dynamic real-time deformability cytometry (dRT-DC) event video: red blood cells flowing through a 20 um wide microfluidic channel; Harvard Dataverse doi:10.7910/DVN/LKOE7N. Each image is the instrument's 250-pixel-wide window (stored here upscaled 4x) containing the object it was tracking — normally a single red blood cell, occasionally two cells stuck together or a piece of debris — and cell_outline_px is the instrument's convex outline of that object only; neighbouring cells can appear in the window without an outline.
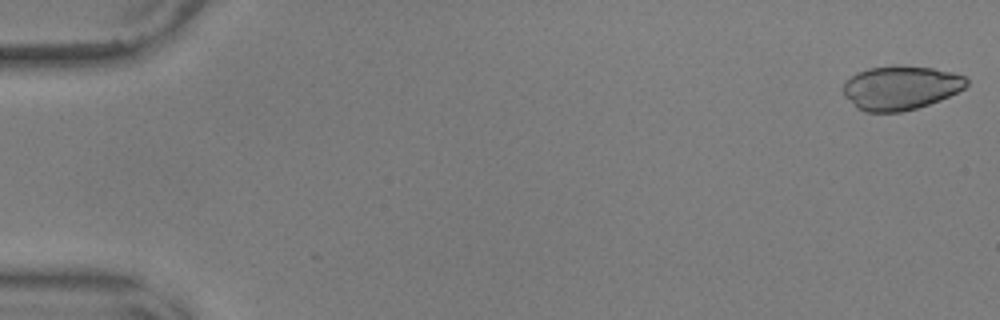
{"species": "common noctule bat (a hibernating species)", "species_latin": "Nyctalus noctula", "temperature_condition": "warm", "stored_images_in_passage": 55, "camera_frame_rate_fps": 3000, "um_per_image_px": 0.085, "animal": {"sex": "male", "body_mass_g": 17.9, "forearm_length_mm": 54.2}, "frame": {"image": 1, "passage_image": 1, "time_ms": 0.0, "image_size_px": [1000, 320], "cell_outline_px": [[968, 84], [964, 88], [940, 100], [916, 108], [900, 112], [864, 112], [856, 108], [844, 96], [840, 88], [844, 80], [856, 72], [868, 68], [892, 64], [896, 64], [932, 68], [952, 72], [964, 76], [968, 80]], "centroid_in_image_um": [76.47, 7.44], "position_along_channel_um": 8.5, "area_um2": 32.19}}